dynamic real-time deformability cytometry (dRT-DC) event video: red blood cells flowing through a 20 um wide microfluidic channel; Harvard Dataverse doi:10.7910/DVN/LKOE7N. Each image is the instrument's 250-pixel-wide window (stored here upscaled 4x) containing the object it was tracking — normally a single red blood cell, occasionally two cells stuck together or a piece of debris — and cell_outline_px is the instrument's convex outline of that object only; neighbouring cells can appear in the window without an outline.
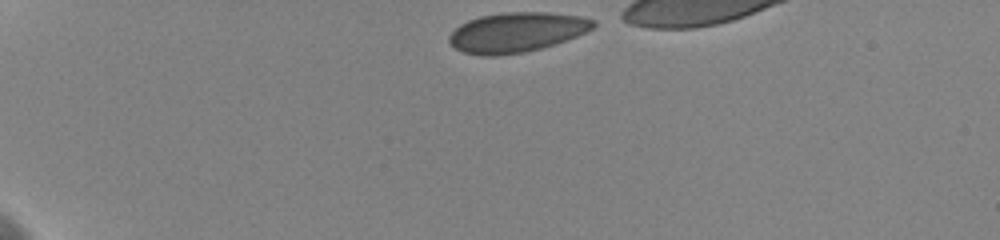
{"species": "human", "species_latin": "Homo sapiens", "temperature_condition": "cold", "stored_images_in_passage": 62, "camera_frame_rate_fps": 3000, "um_per_image_px": 0.085, "donor": {"sex": "female"}, "frame": {"image": 1, "passage_image": 1, "time_ms": 0.0, "image_size_px": [1000, 240], "cell_outline_px": [[596, 24], [592, 28], [576, 36], [540, 48], [524, 52], [496, 56], [480, 56], [464, 52], [456, 48], [448, 40], [448, 36], [460, 24], [468, 20], [480, 16], [504, 12], [548, 12], [580, 16], [592, 20]], "centroid_in_image_um": [43.87, 2.74], "position_along_channel_um": 41.1, "area_um2": 33.12}}
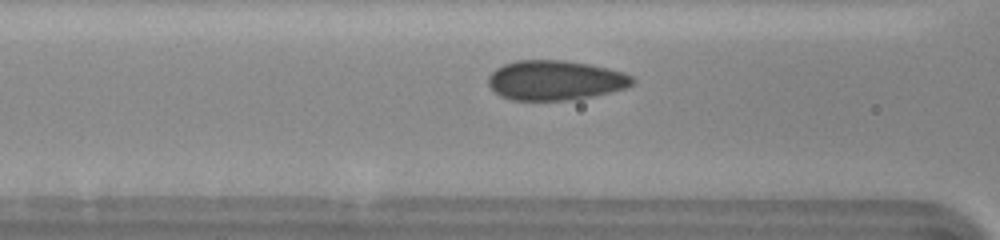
{"frame": {"image": 2, "passage_image": 27, "time_ms": 4.0, "image_size_px": [1000, 240], "cell_outline_px": [[636, 80], [628, 88], [592, 96], [568, 100], [512, 100], [500, 96], [488, 84], [488, 76], [496, 68], [504, 64], [516, 60], [564, 60], [588, 64], [608, 68], [624, 72], [632, 76]], "centroid_in_image_um": [47.21, 6.82], "position_along_channel_um": 119.4, "area_um2": 33.47}}